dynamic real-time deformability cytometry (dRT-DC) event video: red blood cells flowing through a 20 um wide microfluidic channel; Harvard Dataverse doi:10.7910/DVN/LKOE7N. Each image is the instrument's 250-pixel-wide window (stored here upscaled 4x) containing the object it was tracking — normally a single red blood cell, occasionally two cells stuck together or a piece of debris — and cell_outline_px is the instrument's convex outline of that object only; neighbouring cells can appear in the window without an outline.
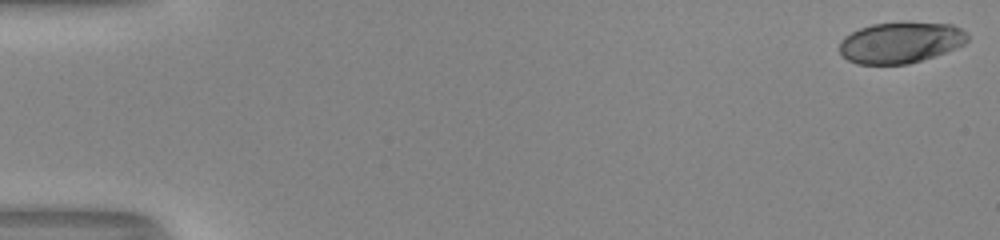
{"species": "human", "species_latin": "Homo sapiens", "temperature_condition": "room temperature", "stored_images_in_passage": 53, "camera_frame_rate_fps": 3000, "um_per_image_px": 0.085, "donor": {"sex": "male"}, "frame": {"image": 1, "passage_image": 1, "time_ms": 0.0, "image_size_px": [1000, 240], "cell_outline_px": [[968, 40], [964, 44], [956, 48], [908, 64], [856, 64], [848, 60], [840, 52], [840, 40], [844, 36], [860, 28], [872, 24], [952, 24], [968, 32]], "centroid_in_image_um": [76.53, 3.64], "position_along_channel_um": 8.5, "area_um2": 30.0}}
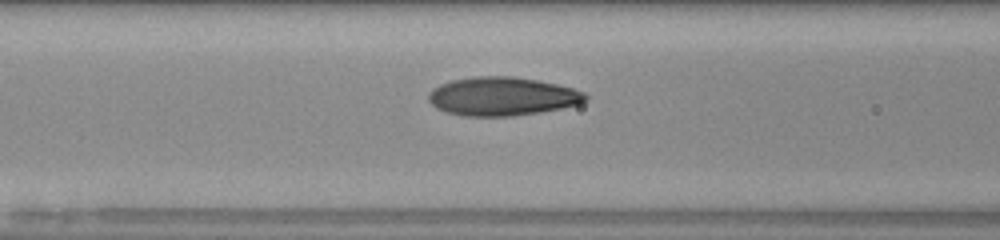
{"frame": {"image": 2, "passage_image": 23, "time_ms": 7.333, "image_size_px": [1000, 240], "cell_outline_px": [[588, 100], [580, 104], [540, 112], [512, 116], [464, 116], [448, 112], [436, 108], [428, 100], [428, 92], [432, 88], [440, 84], [452, 80], [472, 76], [512, 76], [536, 80], [556, 84], [572, 88], [584, 92], [588, 96]], "centroid_in_image_um": [42.67, 8.19], "position_along_channel_um": 123.9, "area_um2": 35.37}}
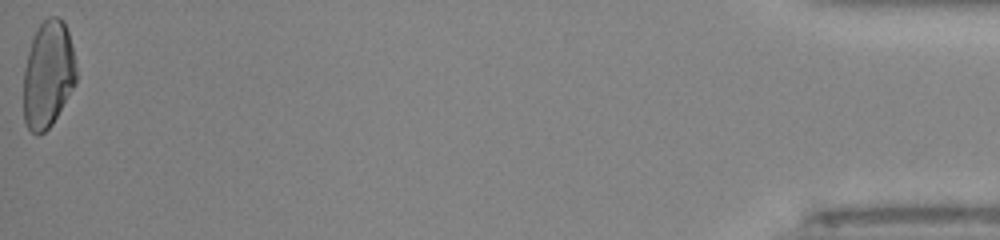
{"frame": {"image": 3, "passage_image": 53, "time_ms": 17.333, "image_size_px": [1000, 240], "cell_outline_px": [[76, 84], [52, 124], [44, 132], [36, 136], [28, 128], [24, 120], [24, 68], [28, 52], [36, 28], [48, 16], [56, 16], [64, 24], [68, 32], [72, 48], [76, 68]], "centroid_in_image_um": [4.08, 6.35], "position_along_channel_um": 431.1, "area_um2": 32.71}, "authors_computed_cell_mechanics": {"area_um2": 33.2928, "velocity_mm_per_s": 4.0615, "shape_relaxation_time_tau1_ms": 6.023, "shape_relaxation_time_tau2_ms": 1.0273, "deformation_change_tau1": 0.2203, "deformation_change_tau2": 0.0611}}